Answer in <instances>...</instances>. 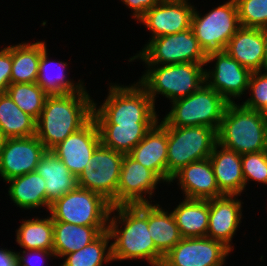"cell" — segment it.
Returning a JSON list of instances; mask_svg holds the SVG:
<instances>
[{"label":"cell","mask_w":267,"mask_h":266,"mask_svg":"<svg viewBox=\"0 0 267 266\" xmlns=\"http://www.w3.org/2000/svg\"><path fill=\"white\" fill-rule=\"evenodd\" d=\"M114 211L118 216L109 217L108 222L111 239H115L111 243L112 261L139 258L151 266H161L164 256L156 249L148 230V203L112 206L111 212ZM120 223H125L124 228L119 229Z\"/></svg>","instance_id":"1"},{"label":"cell","mask_w":267,"mask_h":266,"mask_svg":"<svg viewBox=\"0 0 267 266\" xmlns=\"http://www.w3.org/2000/svg\"><path fill=\"white\" fill-rule=\"evenodd\" d=\"M93 107L94 100L85 88L74 93L49 95L36 120V137L51 150L93 118Z\"/></svg>","instance_id":"2"},{"label":"cell","mask_w":267,"mask_h":266,"mask_svg":"<svg viewBox=\"0 0 267 266\" xmlns=\"http://www.w3.org/2000/svg\"><path fill=\"white\" fill-rule=\"evenodd\" d=\"M217 143L240 155L267 150V118L235 102L228 103L219 129Z\"/></svg>","instance_id":"3"},{"label":"cell","mask_w":267,"mask_h":266,"mask_svg":"<svg viewBox=\"0 0 267 266\" xmlns=\"http://www.w3.org/2000/svg\"><path fill=\"white\" fill-rule=\"evenodd\" d=\"M109 94L97 109L93 119L97 124L157 123L159 115L147 91L138 83L129 86L110 85Z\"/></svg>","instance_id":"4"},{"label":"cell","mask_w":267,"mask_h":266,"mask_svg":"<svg viewBox=\"0 0 267 266\" xmlns=\"http://www.w3.org/2000/svg\"><path fill=\"white\" fill-rule=\"evenodd\" d=\"M204 65L205 63H177L156 67L147 65L148 70L138 83L147 91L154 104L157 94L172 102L189 96L205 84Z\"/></svg>","instance_id":"5"},{"label":"cell","mask_w":267,"mask_h":266,"mask_svg":"<svg viewBox=\"0 0 267 266\" xmlns=\"http://www.w3.org/2000/svg\"><path fill=\"white\" fill-rule=\"evenodd\" d=\"M227 104L217 91L204 84L189 96L172 101L162 122L166 126H206L218 131Z\"/></svg>","instance_id":"6"},{"label":"cell","mask_w":267,"mask_h":266,"mask_svg":"<svg viewBox=\"0 0 267 266\" xmlns=\"http://www.w3.org/2000/svg\"><path fill=\"white\" fill-rule=\"evenodd\" d=\"M217 143V131L206 126H168L167 182L191 162L209 158Z\"/></svg>","instance_id":"7"},{"label":"cell","mask_w":267,"mask_h":266,"mask_svg":"<svg viewBox=\"0 0 267 266\" xmlns=\"http://www.w3.org/2000/svg\"><path fill=\"white\" fill-rule=\"evenodd\" d=\"M111 210V202L104 196L78 186L49 208L53 221L80 226H108Z\"/></svg>","instance_id":"8"},{"label":"cell","mask_w":267,"mask_h":266,"mask_svg":"<svg viewBox=\"0 0 267 266\" xmlns=\"http://www.w3.org/2000/svg\"><path fill=\"white\" fill-rule=\"evenodd\" d=\"M207 54L201 48L192 28L175 34L150 39L139 54L130 58L142 59L147 65L205 63Z\"/></svg>","instance_id":"9"},{"label":"cell","mask_w":267,"mask_h":266,"mask_svg":"<svg viewBox=\"0 0 267 266\" xmlns=\"http://www.w3.org/2000/svg\"><path fill=\"white\" fill-rule=\"evenodd\" d=\"M240 27L235 0H228L205 16H201L195 8L192 13L191 28L206 54L224 51Z\"/></svg>","instance_id":"10"},{"label":"cell","mask_w":267,"mask_h":266,"mask_svg":"<svg viewBox=\"0 0 267 266\" xmlns=\"http://www.w3.org/2000/svg\"><path fill=\"white\" fill-rule=\"evenodd\" d=\"M124 154L100 144L93 152L89 165L77 178L78 187L104 196L117 206V186Z\"/></svg>","instance_id":"11"},{"label":"cell","mask_w":267,"mask_h":266,"mask_svg":"<svg viewBox=\"0 0 267 266\" xmlns=\"http://www.w3.org/2000/svg\"><path fill=\"white\" fill-rule=\"evenodd\" d=\"M215 60V69L205 70V84L217 91L228 103L235 102L231 99L232 96L237 99L244 94L252 72L225 51L208 53L205 64Z\"/></svg>","instance_id":"12"},{"label":"cell","mask_w":267,"mask_h":266,"mask_svg":"<svg viewBox=\"0 0 267 266\" xmlns=\"http://www.w3.org/2000/svg\"><path fill=\"white\" fill-rule=\"evenodd\" d=\"M230 252L209 237L182 238L164 256L161 266H223Z\"/></svg>","instance_id":"13"},{"label":"cell","mask_w":267,"mask_h":266,"mask_svg":"<svg viewBox=\"0 0 267 266\" xmlns=\"http://www.w3.org/2000/svg\"><path fill=\"white\" fill-rule=\"evenodd\" d=\"M101 144L96 121L92 118L84 127L67 136L51 151L78 178L89 165L95 149Z\"/></svg>","instance_id":"14"},{"label":"cell","mask_w":267,"mask_h":266,"mask_svg":"<svg viewBox=\"0 0 267 266\" xmlns=\"http://www.w3.org/2000/svg\"><path fill=\"white\" fill-rule=\"evenodd\" d=\"M47 149L36 135L7 138L0 156V176L8 181L35 171Z\"/></svg>","instance_id":"15"},{"label":"cell","mask_w":267,"mask_h":266,"mask_svg":"<svg viewBox=\"0 0 267 266\" xmlns=\"http://www.w3.org/2000/svg\"><path fill=\"white\" fill-rule=\"evenodd\" d=\"M160 181L152 170L124 154L117 186V206L150 203L143 194H149L151 198Z\"/></svg>","instance_id":"16"},{"label":"cell","mask_w":267,"mask_h":266,"mask_svg":"<svg viewBox=\"0 0 267 266\" xmlns=\"http://www.w3.org/2000/svg\"><path fill=\"white\" fill-rule=\"evenodd\" d=\"M188 0H162L138 21L151 30L152 38L183 32L191 28L194 6Z\"/></svg>","instance_id":"17"},{"label":"cell","mask_w":267,"mask_h":266,"mask_svg":"<svg viewBox=\"0 0 267 266\" xmlns=\"http://www.w3.org/2000/svg\"><path fill=\"white\" fill-rule=\"evenodd\" d=\"M237 195L209 199V225L206 237L222 242L231 251L230 242L240 224L242 204ZM232 248V249H231Z\"/></svg>","instance_id":"18"},{"label":"cell","mask_w":267,"mask_h":266,"mask_svg":"<svg viewBox=\"0 0 267 266\" xmlns=\"http://www.w3.org/2000/svg\"><path fill=\"white\" fill-rule=\"evenodd\" d=\"M157 122L128 154L167 182L168 126Z\"/></svg>","instance_id":"19"},{"label":"cell","mask_w":267,"mask_h":266,"mask_svg":"<svg viewBox=\"0 0 267 266\" xmlns=\"http://www.w3.org/2000/svg\"><path fill=\"white\" fill-rule=\"evenodd\" d=\"M176 178L185 198L209 200L223 196L209 158L191 162L183 167L172 177L171 182Z\"/></svg>","instance_id":"20"},{"label":"cell","mask_w":267,"mask_h":266,"mask_svg":"<svg viewBox=\"0 0 267 266\" xmlns=\"http://www.w3.org/2000/svg\"><path fill=\"white\" fill-rule=\"evenodd\" d=\"M224 51L251 72L264 71L265 49L262 28L241 26L229 40Z\"/></svg>","instance_id":"21"},{"label":"cell","mask_w":267,"mask_h":266,"mask_svg":"<svg viewBox=\"0 0 267 266\" xmlns=\"http://www.w3.org/2000/svg\"><path fill=\"white\" fill-rule=\"evenodd\" d=\"M209 160L214 170L219 191L223 195L240 196L245 189L241 155L216 143Z\"/></svg>","instance_id":"22"},{"label":"cell","mask_w":267,"mask_h":266,"mask_svg":"<svg viewBox=\"0 0 267 266\" xmlns=\"http://www.w3.org/2000/svg\"><path fill=\"white\" fill-rule=\"evenodd\" d=\"M35 171L45 180L49 205L78 186L77 178L51 150L41 157Z\"/></svg>","instance_id":"23"},{"label":"cell","mask_w":267,"mask_h":266,"mask_svg":"<svg viewBox=\"0 0 267 266\" xmlns=\"http://www.w3.org/2000/svg\"><path fill=\"white\" fill-rule=\"evenodd\" d=\"M108 226H80L62 221H53V252L55 257H63L76 252L92 241Z\"/></svg>","instance_id":"24"},{"label":"cell","mask_w":267,"mask_h":266,"mask_svg":"<svg viewBox=\"0 0 267 266\" xmlns=\"http://www.w3.org/2000/svg\"><path fill=\"white\" fill-rule=\"evenodd\" d=\"M172 213L182 238L206 237L209 200L185 198Z\"/></svg>","instance_id":"25"},{"label":"cell","mask_w":267,"mask_h":266,"mask_svg":"<svg viewBox=\"0 0 267 266\" xmlns=\"http://www.w3.org/2000/svg\"><path fill=\"white\" fill-rule=\"evenodd\" d=\"M7 183L11 200L20 208L34 209L47 207L45 180L36 171L12 178Z\"/></svg>","instance_id":"26"},{"label":"cell","mask_w":267,"mask_h":266,"mask_svg":"<svg viewBox=\"0 0 267 266\" xmlns=\"http://www.w3.org/2000/svg\"><path fill=\"white\" fill-rule=\"evenodd\" d=\"M156 123L97 124L101 144L114 151L129 154Z\"/></svg>","instance_id":"27"},{"label":"cell","mask_w":267,"mask_h":266,"mask_svg":"<svg viewBox=\"0 0 267 266\" xmlns=\"http://www.w3.org/2000/svg\"><path fill=\"white\" fill-rule=\"evenodd\" d=\"M148 230L156 249L163 256L182 239L173 213L168 214L159 204L148 203Z\"/></svg>","instance_id":"28"},{"label":"cell","mask_w":267,"mask_h":266,"mask_svg":"<svg viewBox=\"0 0 267 266\" xmlns=\"http://www.w3.org/2000/svg\"><path fill=\"white\" fill-rule=\"evenodd\" d=\"M45 41L19 43L12 46L11 83H35L38 78L39 62L46 49Z\"/></svg>","instance_id":"29"},{"label":"cell","mask_w":267,"mask_h":266,"mask_svg":"<svg viewBox=\"0 0 267 266\" xmlns=\"http://www.w3.org/2000/svg\"><path fill=\"white\" fill-rule=\"evenodd\" d=\"M0 128L7 138L36 135V120L23 112L5 92L0 94Z\"/></svg>","instance_id":"30"},{"label":"cell","mask_w":267,"mask_h":266,"mask_svg":"<svg viewBox=\"0 0 267 266\" xmlns=\"http://www.w3.org/2000/svg\"><path fill=\"white\" fill-rule=\"evenodd\" d=\"M47 48L42 52L39 62V70H38V78L36 83L48 94V95H62L67 93H74L81 91L85 85L83 82L79 80L78 83H73V81L66 78L64 73L67 63L66 62H59L50 61L47 56ZM53 63L56 65L55 68H59L56 74L50 72L52 70L51 66ZM51 68V69H50ZM53 67V69H55ZM62 70V71H61ZM50 71V72H49Z\"/></svg>","instance_id":"31"},{"label":"cell","mask_w":267,"mask_h":266,"mask_svg":"<svg viewBox=\"0 0 267 266\" xmlns=\"http://www.w3.org/2000/svg\"><path fill=\"white\" fill-rule=\"evenodd\" d=\"M16 242L25 249L53 251V220L35 218L23 221L19 226Z\"/></svg>","instance_id":"32"},{"label":"cell","mask_w":267,"mask_h":266,"mask_svg":"<svg viewBox=\"0 0 267 266\" xmlns=\"http://www.w3.org/2000/svg\"><path fill=\"white\" fill-rule=\"evenodd\" d=\"M109 240L112 239L109 231L106 230L84 248L64 255L65 260L61 266H102L103 262L109 263L112 261V248L111 244L108 246Z\"/></svg>","instance_id":"33"},{"label":"cell","mask_w":267,"mask_h":266,"mask_svg":"<svg viewBox=\"0 0 267 266\" xmlns=\"http://www.w3.org/2000/svg\"><path fill=\"white\" fill-rule=\"evenodd\" d=\"M6 93L25 113L37 120L49 96L36 82L10 83Z\"/></svg>","instance_id":"34"},{"label":"cell","mask_w":267,"mask_h":266,"mask_svg":"<svg viewBox=\"0 0 267 266\" xmlns=\"http://www.w3.org/2000/svg\"><path fill=\"white\" fill-rule=\"evenodd\" d=\"M242 27H267V0H235Z\"/></svg>","instance_id":"35"},{"label":"cell","mask_w":267,"mask_h":266,"mask_svg":"<svg viewBox=\"0 0 267 266\" xmlns=\"http://www.w3.org/2000/svg\"><path fill=\"white\" fill-rule=\"evenodd\" d=\"M245 187L250 181L267 184V150L241 155Z\"/></svg>","instance_id":"36"},{"label":"cell","mask_w":267,"mask_h":266,"mask_svg":"<svg viewBox=\"0 0 267 266\" xmlns=\"http://www.w3.org/2000/svg\"><path fill=\"white\" fill-rule=\"evenodd\" d=\"M249 89L252 95L243 102L242 106L261 111L267 106V70L263 74L262 71L251 73L247 90Z\"/></svg>","instance_id":"37"},{"label":"cell","mask_w":267,"mask_h":266,"mask_svg":"<svg viewBox=\"0 0 267 266\" xmlns=\"http://www.w3.org/2000/svg\"><path fill=\"white\" fill-rule=\"evenodd\" d=\"M12 45L0 50V94L6 92L11 83Z\"/></svg>","instance_id":"38"},{"label":"cell","mask_w":267,"mask_h":266,"mask_svg":"<svg viewBox=\"0 0 267 266\" xmlns=\"http://www.w3.org/2000/svg\"><path fill=\"white\" fill-rule=\"evenodd\" d=\"M133 11L135 20H139L149 9L159 4L162 0H121Z\"/></svg>","instance_id":"39"},{"label":"cell","mask_w":267,"mask_h":266,"mask_svg":"<svg viewBox=\"0 0 267 266\" xmlns=\"http://www.w3.org/2000/svg\"><path fill=\"white\" fill-rule=\"evenodd\" d=\"M28 251V252H27ZM22 255L20 254V252L16 253V256H17V265L18 266H34L36 264H33L32 265V259L31 256H42L43 258L45 257H55V253L53 251H50V250H40V249H25L23 252ZM34 254V255H33ZM26 256V257H25ZM29 257V258H28ZM41 258V257H40ZM41 258V260L43 259ZM38 261V260H36Z\"/></svg>","instance_id":"40"},{"label":"cell","mask_w":267,"mask_h":266,"mask_svg":"<svg viewBox=\"0 0 267 266\" xmlns=\"http://www.w3.org/2000/svg\"><path fill=\"white\" fill-rule=\"evenodd\" d=\"M0 266H18L16 252L0 249Z\"/></svg>","instance_id":"41"},{"label":"cell","mask_w":267,"mask_h":266,"mask_svg":"<svg viewBox=\"0 0 267 266\" xmlns=\"http://www.w3.org/2000/svg\"><path fill=\"white\" fill-rule=\"evenodd\" d=\"M263 40H264V71L267 70V27L262 28Z\"/></svg>","instance_id":"42"},{"label":"cell","mask_w":267,"mask_h":266,"mask_svg":"<svg viewBox=\"0 0 267 266\" xmlns=\"http://www.w3.org/2000/svg\"><path fill=\"white\" fill-rule=\"evenodd\" d=\"M6 140H7V137L6 135L4 134L3 130L0 128V156H1V153H2V149L6 143Z\"/></svg>","instance_id":"43"},{"label":"cell","mask_w":267,"mask_h":266,"mask_svg":"<svg viewBox=\"0 0 267 266\" xmlns=\"http://www.w3.org/2000/svg\"><path fill=\"white\" fill-rule=\"evenodd\" d=\"M261 113L267 118V106H265L262 110Z\"/></svg>","instance_id":"44"}]
</instances>
